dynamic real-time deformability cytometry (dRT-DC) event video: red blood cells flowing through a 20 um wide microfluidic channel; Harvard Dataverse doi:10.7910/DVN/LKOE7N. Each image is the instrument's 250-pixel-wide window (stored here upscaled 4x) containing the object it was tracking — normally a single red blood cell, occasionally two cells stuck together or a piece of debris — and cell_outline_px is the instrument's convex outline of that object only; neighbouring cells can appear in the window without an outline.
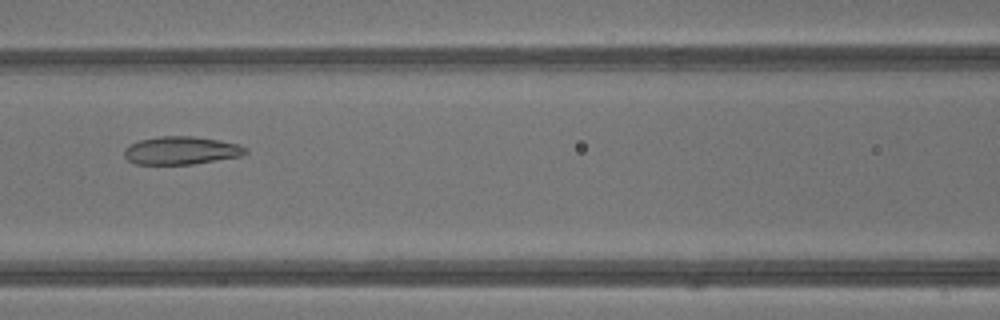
{"species": "common noctule bat (a hibernating species)", "species_latin": "Nyctalus noctula", "temperature_condition": "warm", "stored_images_in_passage": 35, "camera_frame_rate_fps": 3000, "um_per_image_px": 0.085, "animal": {"sex": "male", "body_mass_g": 13.3}, "frame": {"image": 1, "passage_image": 19, "time_ms": 6.0, "image_size_px": [1000, 320], "cell_outline_px": [[248, 152], [240, 156], [192, 164], [136, 164], [128, 160], [124, 156], [124, 148], [128, 144], [140, 140], [160, 136], [192, 136], [220, 140], [240, 144], [248, 148]], "centroid_in_image_um": [15.4, 12.78], "position_along_channel_um": 151.2, "area_um2": 19.88}}
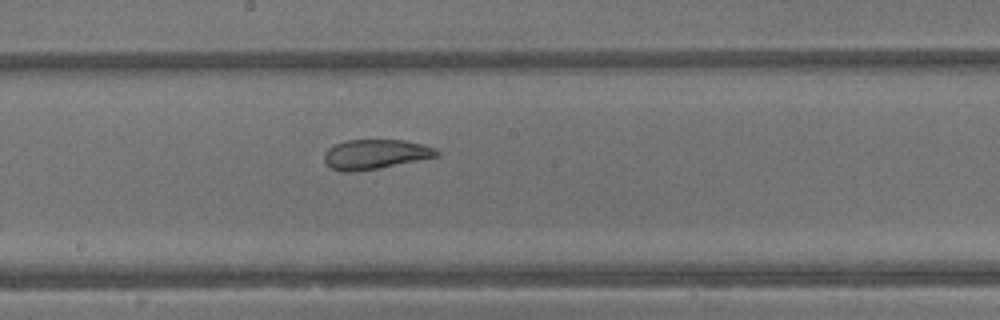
{"frame": {"image": 2, "passage_image": 23, "time_ms": 7.333, "image_size_px": [1000, 320], "cell_outline_px": [[440, 156], [376, 168], [352, 172], [344, 172], [332, 168], [324, 160], [324, 152], [328, 148], [336, 144], [348, 140], [404, 140], [424, 144], [436, 148], [440, 152]], "centroid_in_image_um": [31.93, 13.1], "position_along_channel_um": 216.3, "area_um2": 19.31}}
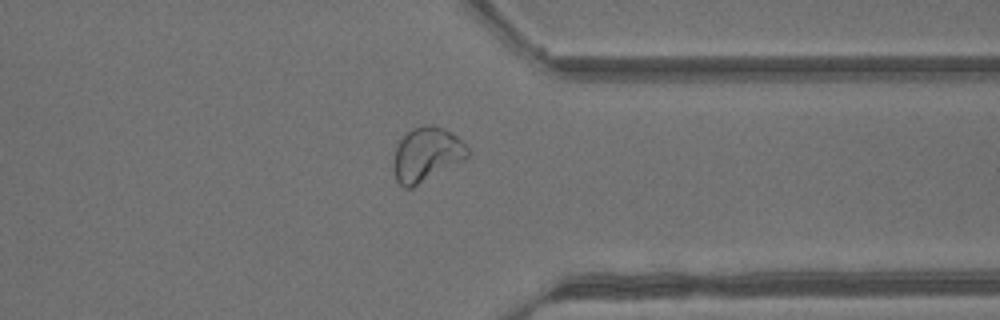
{"frame": {"image": 3, "passage_image": 33, "time_ms": 10.667, "image_size_px": [1000, 320], "cell_outline_px": [[472, 152], [464, 160], [412, 188], [404, 188], [396, 180], [392, 168], [392, 164], [396, 148], [400, 140], [412, 128], [424, 124], [428, 124], [444, 128], [456, 136]], "centroid_in_image_um": [36.25, 13.14], "position_along_channel_um": 375.2, "area_um2": 23.47}, "authors_computed_cell_mechanics": {"area_um2": 22.7154, "velocity_mm_per_s": 4.8897, "shape_relaxation_time_tau1_ms": null, "shape_relaxation_time_tau2_ms": 1.2265, "deformation_change_tau1": null, "deformation_change_tau2": 0.0784}}